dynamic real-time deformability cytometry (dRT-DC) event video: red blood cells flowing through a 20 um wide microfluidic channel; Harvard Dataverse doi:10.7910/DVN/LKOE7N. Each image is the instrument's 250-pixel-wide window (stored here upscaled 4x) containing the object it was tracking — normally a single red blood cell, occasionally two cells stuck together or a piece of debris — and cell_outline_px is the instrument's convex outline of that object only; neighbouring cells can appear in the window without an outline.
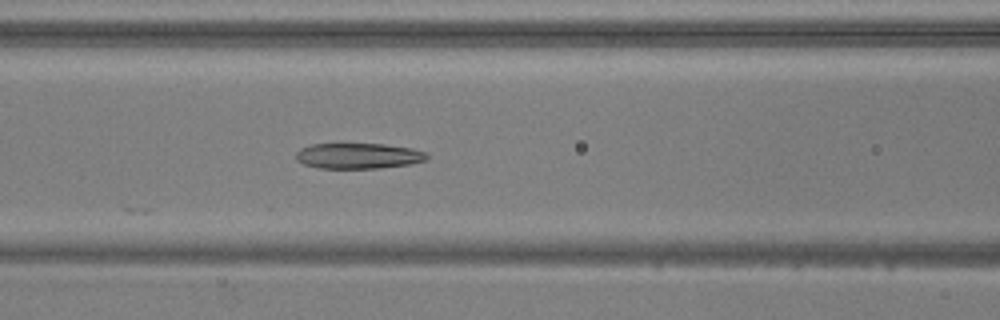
{"species": "common noctule bat (a hibernating species)", "species_latin": "Nyctalus noctula", "temperature_condition": "warm", "stored_images_in_passage": 38, "camera_frame_rate_fps": 3000, "um_per_image_px": 0.085, "animal": {"sex": "male", "body_mass_g": 20.5, "forearm_length_mm": 52.5}, "frame": {"image": 1, "passage_image": 8, "time_ms": 2.333, "image_size_px": [1000, 320], "cell_outline_px": [[428, 156], [424, 160], [408, 164], [380, 168], [320, 168], [304, 164], [296, 160], [296, 152], [300, 148], [312, 144], [384, 144], [412, 148], [424, 152]], "centroid_in_image_um": [30.41, 13.24], "position_along_channel_um": 136.2, "area_um2": 19.36}}
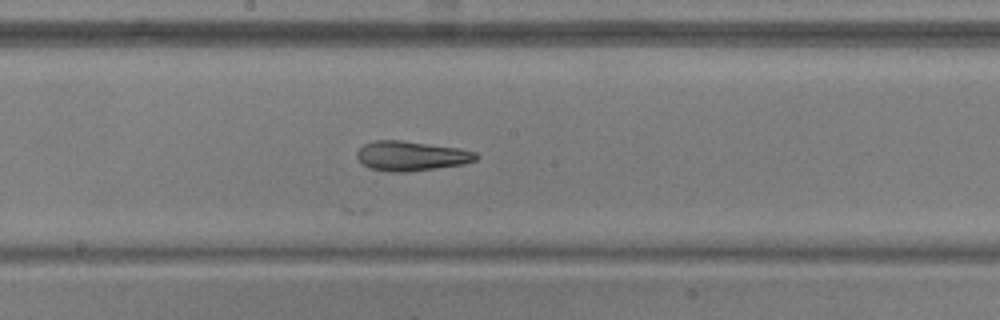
{"frame": {"image": 2, "passage_image": 14, "time_ms": 4.333, "image_size_px": [1000, 320], "cell_outline_px": [[480, 156], [476, 160], [464, 164], [408, 172], [388, 172], [372, 168], [364, 164], [356, 156], [356, 152], [364, 144], [376, 140], [400, 140], [460, 148], [476, 152]], "centroid_in_image_um": [34.99, 13.25], "position_along_channel_um": 213.2, "area_um2": 20.58}}
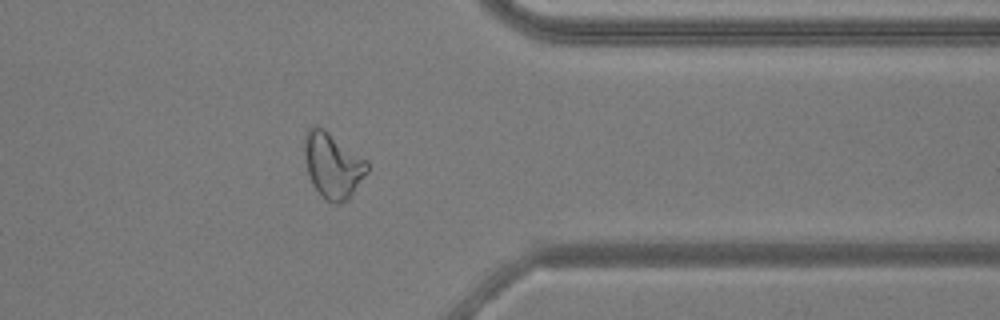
{"frame": {"image": 3, "passage_image": 28, "time_ms": 9.0, "image_size_px": [1000, 320], "cell_outline_px": [[368, 172], [348, 200], [340, 204], [336, 204], [328, 200], [312, 184], [308, 172], [304, 152], [304, 136], [308, 128], [316, 124], [324, 128], [368, 160]], "centroid_in_image_um": [28.3, 14.01], "position_along_channel_um": 383.1, "area_um2": 23.99}, "authors_computed_cell_mechanics": {"area_um2": 21.1259, "velocity_mm_per_s": 3.8426, "shape_relaxation_time_tau1_ms": 10.5991, "shape_relaxation_time_tau2_ms": 2.5192, "deformation_change_tau1": 0.2916, "deformation_change_tau2": 0.1079}}